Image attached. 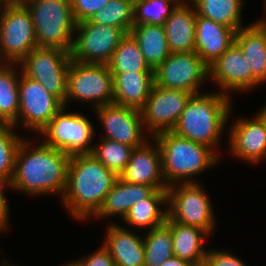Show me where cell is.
<instances>
[{"mask_svg":"<svg viewBox=\"0 0 266 266\" xmlns=\"http://www.w3.org/2000/svg\"><path fill=\"white\" fill-rule=\"evenodd\" d=\"M70 157L42 141L34 146L25 137L17 150L10 190L28 194L27 196L61 194L62 198Z\"/></svg>","mask_w":266,"mask_h":266,"instance_id":"cell-1","label":"cell"},{"mask_svg":"<svg viewBox=\"0 0 266 266\" xmlns=\"http://www.w3.org/2000/svg\"><path fill=\"white\" fill-rule=\"evenodd\" d=\"M118 178L92 154L72 155L61 204L74 219L88 221L101 208Z\"/></svg>","mask_w":266,"mask_h":266,"instance_id":"cell-2","label":"cell"},{"mask_svg":"<svg viewBox=\"0 0 266 266\" xmlns=\"http://www.w3.org/2000/svg\"><path fill=\"white\" fill-rule=\"evenodd\" d=\"M231 98L219 91L192 94L172 131L217 150L219 155L217 148L233 109Z\"/></svg>","mask_w":266,"mask_h":266,"instance_id":"cell-3","label":"cell"},{"mask_svg":"<svg viewBox=\"0 0 266 266\" xmlns=\"http://www.w3.org/2000/svg\"><path fill=\"white\" fill-rule=\"evenodd\" d=\"M162 157L163 176L167 186L198 182L195 176L219 163L220 155L212 148L164 131L154 136ZM194 177V178H193Z\"/></svg>","mask_w":266,"mask_h":266,"instance_id":"cell-4","label":"cell"},{"mask_svg":"<svg viewBox=\"0 0 266 266\" xmlns=\"http://www.w3.org/2000/svg\"><path fill=\"white\" fill-rule=\"evenodd\" d=\"M31 13L38 47L72 50L76 22L70 0H26Z\"/></svg>","mask_w":266,"mask_h":266,"instance_id":"cell-5","label":"cell"},{"mask_svg":"<svg viewBox=\"0 0 266 266\" xmlns=\"http://www.w3.org/2000/svg\"><path fill=\"white\" fill-rule=\"evenodd\" d=\"M202 186L200 182L168 186V218L183 225L198 227L212 236L217 221L209 194Z\"/></svg>","mask_w":266,"mask_h":266,"instance_id":"cell-6","label":"cell"},{"mask_svg":"<svg viewBox=\"0 0 266 266\" xmlns=\"http://www.w3.org/2000/svg\"><path fill=\"white\" fill-rule=\"evenodd\" d=\"M38 47L31 13L23 3L0 4V63H20Z\"/></svg>","mask_w":266,"mask_h":266,"instance_id":"cell-7","label":"cell"},{"mask_svg":"<svg viewBox=\"0 0 266 266\" xmlns=\"http://www.w3.org/2000/svg\"><path fill=\"white\" fill-rule=\"evenodd\" d=\"M74 100L93 104L90 105L94 106L93 109L113 103V75L107 64L81 63L71 59L65 107Z\"/></svg>","mask_w":266,"mask_h":266,"instance_id":"cell-8","label":"cell"},{"mask_svg":"<svg viewBox=\"0 0 266 266\" xmlns=\"http://www.w3.org/2000/svg\"><path fill=\"white\" fill-rule=\"evenodd\" d=\"M67 107L52 117L48 125L39 133L42 142L69 156L76 154H91L94 144H91L95 127L84 114L69 112Z\"/></svg>","mask_w":266,"mask_h":266,"instance_id":"cell-9","label":"cell"},{"mask_svg":"<svg viewBox=\"0 0 266 266\" xmlns=\"http://www.w3.org/2000/svg\"><path fill=\"white\" fill-rule=\"evenodd\" d=\"M70 51L57 47H36L19 63L21 72L56 96L65 106Z\"/></svg>","mask_w":266,"mask_h":266,"instance_id":"cell-10","label":"cell"},{"mask_svg":"<svg viewBox=\"0 0 266 266\" xmlns=\"http://www.w3.org/2000/svg\"><path fill=\"white\" fill-rule=\"evenodd\" d=\"M126 35L122 28L115 26L97 25L89 20L78 22L71 59L81 63L108 64Z\"/></svg>","mask_w":266,"mask_h":266,"instance_id":"cell-11","label":"cell"},{"mask_svg":"<svg viewBox=\"0 0 266 266\" xmlns=\"http://www.w3.org/2000/svg\"><path fill=\"white\" fill-rule=\"evenodd\" d=\"M63 106V103L49 93L41 83L20 72L19 114L12 124L16 129L22 125L39 136V133Z\"/></svg>","mask_w":266,"mask_h":266,"instance_id":"cell-12","label":"cell"},{"mask_svg":"<svg viewBox=\"0 0 266 266\" xmlns=\"http://www.w3.org/2000/svg\"><path fill=\"white\" fill-rule=\"evenodd\" d=\"M209 79V66L194 52H171L154 70V84L162 88L201 93Z\"/></svg>","mask_w":266,"mask_h":266,"instance_id":"cell-13","label":"cell"},{"mask_svg":"<svg viewBox=\"0 0 266 266\" xmlns=\"http://www.w3.org/2000/svg\"><path fill=\"white\" fill-rule=\"evenodd\" d=\"M192 93L174 88H162L153 84L146 103L140 110L143 125L150 137L164 131H172Z\"/></svg>","mask_w":266,"mask_h":266,"instance_id":"cell-14","label":"cell"},{"mask_svg":"<svg viewBox=\"0 0 266 266\" xmlns=\"http://www.w3.org/2000/svg\"><path fill=\"white\" fill-rule=\"evenodd\" d=\"M94 110L104 129L102 138L117 141L133 148L142 146L147 138H150L151 141L152 137L146 133L140 110L114 103L97 107Z\"/></svg>","mask_w":266,"mask_h":266,"instance_id":"cell-15","label":"cell"},{"mask_svg":"<svg viewBox=\"0 0 266 266\" xmlns=\"http://www.w3.org/2000/svg\"><path fill=\"white\" fill-rule=\"evenodd\" d=\"M209 79L219 92L231 96V92H247L262 85L252 73L250 64L239 46L232 45L209 66Z\"/></svg>","mask_w":266,"mask_h":266,"instance_id":"cell-16","label":"cell"},{"mask_svg":"<svg viewBox=\"0 0 266 266\" xmlns=\"http://www.w3.org/2000/svg\"><path fill=\"white\" fill-rule=\"evenodd\" d=\"M234 120L227 130L228 153L251 165L266 161V123L262 117L256 113L252 118Z\"/></svg>","mask_w":266,"mask_h":266,"instance_id":"cell-17","label":"cell"},{"mask_svg":"<svg viewBox=\"0 0 266 266\" xmlns=\"http://www.w3.org/2000/svg\"><path fill=\"white\" fill-rule=\"evenodd\" d=\"M119 177L132 184H143L159 189H167L163 170L162 157L158 142L152 137L142 146L133 148L128 164Z\"/></svg>","mask_w":266,"mask_h":266,"instance_id":"cell-18","label":"cell"},{"mask_svg":"<svg viewBox=\"0 0 266 266\" xmlns=\"http://www.w3.org/2000/svg\"><path fill=\"white\" fill-rule=\"evenodd\" d=\"M105 233L102 244L116 266H144V236L114 222L109 223Z\"/></svg>","mask_w":266,"mask_h":266,"instance_id":"cell-19","label":"cell"},{"mask_svg":"<svg viewBox=\"0 0 266 266\" xmlns=\"http://www.w3.org/2000/svg\"><path fill=\"white\" fill-rule=\"evenodd\" d=\"M235 31L196 14L195 52L210 66L234 42Z\"/></svg>","mask_w":266,"mask_h":266,"instance_id":"cell-20","label":"cell"},{"mask_svg":"<svg viewBox=\"0 0 266 266\" xmlns=\"http://www.w3.org/2000/svg\"><path fill=\"white\" fill-rule=\"evenodd\" d=\"M170 52H194L196 9L190 1H181L164 25Z\"/></svg>","mask_w":266,"mask_h":266,"instance_id":"cell-21","label":"cell"},{"mask_svg":"<svg viewBox=\"0 0 266 266\" xmlns=\"http://www.w3.org/2000/svg\"><path fill=\"white\" fill-rule=\"evenodd\" d=\"M156 190L153 186L132 184L123 181L119 177L111 190L106 194L101 208L92 218L99 220L120 216L119 218L123 220L137 201L149 198Z\"/></svg>","mask_w":266,"mask_h":266,"instance_id":"cell-22","label":"cell"},{"mask_svg":"<svg viewBox=\"0 0 266 266\" xmlns=\"http://www.w3.org/2000/svg\"><path fill=\"white\" fill-rule=\"evenodd\" d=\"M113 75V103L141 110L150 96L154 72L111 73Z\"/></svg>","mask_w":266,"mask_h":266,"instance_id":"cell-23","label":"cell"},{"mask_svg":"<svg viewBox=\"0 0 266 266\" xmlns=\"http://www.w3.org/2000/svg\"><path fill=\"white\" fill-rule=\"evenodd\" d=\"M165 224L171 229L174 256L192 265L205 261L208 249L204 245L206 238L210 237L206 231L174 222L168 217Z\"/></svg>","mask_w":266,"mask_h":266,"instance_id":"cell-24","label":"cell"},{"mask_svg":"<svg viewBox=\"0 0 266 266\" xmlns=\"http://www.w3.org/2000/svg\"><path fill=\"white\" fill-rule=\"evenodd\" d=\"M234 42L242 50L252 69L253 76L263 85L266 82V31L257 23L244 26L235 32Z\"/></svg>","mask_w":266,"mask_h":266,"instance_id":"cell-25","label":"cell"},{"mask_svg":"<svg viewBox=\"0 0 266 266\" xmlns=\"http://www.w3.org/2000/svg\"><path fill=\"white\" fill-rule=\"evenodd\" d=\"M167 217V189H159L149 198L137 201L123 218V223L147 231L165 224Z\"/></svg>","mask_w":266,"mask_h":266,"instance_id":"cell-26","label":"cell"},{"mask_svg":"<svg viewBox=\"0 0 266 266\" xmlns=\"http://www.w3.org/2000/svg\"><path fill=\"white\" fill-rule=\"evenodd\" d=\"M130 34L138 42L140 51L152 70L171 53L162 25H133Z\"/></svg>","mask_w":266,"mask_h":266,"instance_id":"cell-27","label":"cell"},{"mask_svg":"<svg viewBox=\"0 0 266 266\" xmlns=\"http://www.w3.org/2000/svg\"><path fill=\"white\" fill-rule=\"evenodd\" d=\"M20 72L18 63H0V123L13 124L17 120Z\"/></svg>","mask_w":266,"mask_h":266,"instance_id":"cell-28","label":"cell"},{"mask_svg":"<svg viewBox=\"0 0 266 266\" xmlns=\"http://www.w3.org/2000/svg\"><path fill=\"white\" fill-rule=\"evenodd\" d=\"M196 14L232 28L235 32L246 26L242 21L244 0H189Z\"/></svg>","mask_w":266,"mask_h":266,"instance_id":"cell-29","label":"cell"},{"mask_svg":"<svg viewBox=\"0 0 266 266\" xmlns=\"http://www.w3.org/2000/svg\"><path fill=\"white\" fill-rule=\"evenodd\" d=\"M107 65L111 73L154 72L145 61L138 42L130 33L121 40Z\"/></svg>","mask_w":266,"mask_h":266,"instance_id":"cell-30","label":"cell"},{"mask_svg":"<svg viewBox=\"0 0 266 266\" xmlns=\"http://www.w3.org/2000/svg\"><path fill=\"white\" fill-rule=\"evenodd\" d=\"M144 241V266H159L174 256L171 229L163 224L146 231Z\"/></svg>","mask_w":266,"mask_h":266,"instance_id":"cell-31","label":"cell"},{"mask_svg":"<svg viewBox=\"0 0 266 266\" xmlns=\"http://www.w3.org/2000/svg\"><path fill=\"white\" fill-rule=\"evenodd\" d=\"M134 2L132 0H110L100 8L89 21L97 25H108L122 28L130 33L133 22Z\"/></svg>","mask_w":266,"mask_h":266,"instance_id":"cell-32","label":"cell"},{"mask_svg":"<svg viewBox=\"0 0 266 266\" xmlns=\"http://www.w3.org/2000/svg\"><path fill=\"white\" fill-rule=\"evenodd\" d=\"M99 139L100 142L94 143L91 154L119 176L128 164L133 147L107 138Z\"/></svg>","mask_w":266,"mask_h":266,"instance_id":"cell-33","label":"cell"},{"mask_svg":"<svg viewBox=\"0 0 266 266\" xmlns=\"http://www.w3.org/2000/svg\"><path fill=\"white\" fill-rule=\"evenodd\" d=\"M182 0H139L134 2V25H164Z\"/></svg>","mask_w":266,"mask_h":266,"instance_id":"cell-34","label":"cell"},{"mask_svg":"<svg viewBox=\"0 0 266 266\" xmlns=\"http://www.w3.org/2000/svg\"><path fill=\"white\" fill-rule=\"evenodd\" d=\"M10 123H0V175L12 180L15 170V158L23 136L14 131Z\"/></svg>","mask_w":266,"mask_h":266,"instance_id":"cell-35","label":"cell"},{"mask_svg":"<svg viewBox=\"0 0 266 266\" xmlns=\"http://www.w3.org/2000/svg\"><path fill=\"white\" fill-rule=\"evenodd\" d=\"M110 0H70L71 11L76 23L89 20Z\"/></svg>","mask_w":266,"mask_h":266,"instance_id":"cell-36","label":"cell"},{"mask_svg":"<svg viewBox=\"0 0 266 266\" xmlns=\"http://www.w3.org/2000/svg\"><path fill=\"white\" fill-rule=\"evenodd\" d=\"M205 260L210 266H247L236 254L222 249H209Z\"/></svg>","mask_w":266,"mask_h":266,"instance_id":"cell-37","label":"cell"},{"mask_svg":"<svg viewBox=\"0 0 266 266\" xmlns=\"http://www.w3.org/2000/svg\"><path fill=\"white\" fill-rule=\"evenodd\" d=\"M79 266H116L109 251L103 244L96 251L82 259L74 260Z\"/></svg>","mask_w":266,"mask_h":266,"instance_id":"cell-38","label":"cell"},{"mask_svg":"<svg viewBox=\"0 0 266 266\" xmlns=\"http://www.w3.org/2000/svg\"><path fill=\"white\" fill-rule=\"evenodd\" d=\"M11 188V181L4 176L0 175V233L9 229L10 210L9 204L5 197L4 189Z\"/></svg>","mask_w":266,"mask_h":266,"instance_id":"cell-39","label":"cell"},{"mask_svg":"<svg viewBox=\"0 0 266 266\" xmlns=\"http://www.w3.org/2000/svg\"><path fill=\"white\" fill-rule=\"evenodd\" d=\"M159 266H193V265L186 260H182L180 258H177L176 256H172Z\"/></svg>","mask_w":266,"mask_h":266,"instance_id":"cell-40","label":"cell"},{"mask_svg":"<svg viewBox=\"0 0 266 266\" xmlns=\"http://www.w3.org/2000/svg\"><path fill=\"white\" fill-rule=\"evenodd\" d=\"M263 9H265V13H266V4H264ZM257 23L266 31V16L262 19L257 20Z\"/></svg>","mask_w":266,"mask_h":266,"instance_id":"cell-41","label":"cell"},{"mask_svg":"<svg viewBox=\"0 0 266 266\" xmlns=\"http://www.w3.org/2000/svg\"><path fill=\"white\" fill-rule=\"evenodd\" d=\"M264 107V108H263ZM261 109L258 110V114L262 117V119L266 123V105H264Z\"/></svg>","mask_w":266,"mask_h":266,"instance_id":"cell-42","label":"cell"},{"mask_svg":"<svg viewBox=\"0 0 266 266\" xmlns=\"http://www.w3.org/2000/svg\"><path fill=\"white\" fill-rule=\"evenodd\" d=\"M22 3V0H0V4Z\"/></svg>","mask_w":266,"mask_h":266,"instance_id":"cell-43","label":"cell"},{"mask_svg":"<svg viewBox=\"0 0 266 266\" xmlns=\"http://www.w3.org/2000/svg\"><path fill=\"white\" fill-rule=\"evenodd\" d=\"M62 266H79L75 261L70 260L67 264H64Z\"/></svg>","mask_w":266,"mask_h":266,"instance_id":"cell-44","label":"cell"},{"mask_svg":"<svg viewBox=\"0 0 266 266\" xmlns=\"http://www.w3.org/2000/svg\"><path fill=\"white\" fill-rule=\"evenodd\" d=\"M193 266H210V264L205 260L203 262L194 264Z\"/></svg>","mask_w":266,"mask_h":266,"instance_id":"cell-45","label":"cell"},{"mask_svg":"<svg viewBox=\"0 0 266 266\" xmlns=\"http://www.w3.org/2000/svg\"><path fill=\"white\" fill-rule=\"evenodd\" d=\"M8 260H6V258H5V260H4V262L2 263V265H0V266H18V265H12L11 263H9V262H7Z\"/></svg>","mask_w":266,"mask_h":266,"instance_id":"cell-46","label":"cell"}]
</instances>
